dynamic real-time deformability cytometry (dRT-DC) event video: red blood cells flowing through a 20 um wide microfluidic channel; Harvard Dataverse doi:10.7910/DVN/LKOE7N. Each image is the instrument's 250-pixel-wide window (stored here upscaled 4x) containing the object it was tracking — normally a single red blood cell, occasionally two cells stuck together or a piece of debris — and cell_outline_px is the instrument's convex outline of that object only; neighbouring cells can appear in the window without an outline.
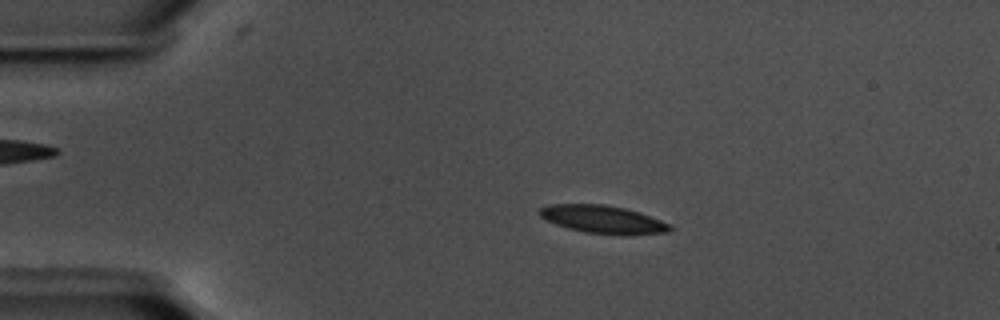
{"species": "common noctule bat (a hibernating species)", "species_latin": "Nyctalus noctula", "temperature_condition": "warm", "stored_images_in_passage": 58, "camera_frame_rate_fps": 3000, "um_per_image_px": 0.085, "animal": {"sex": "male", "body_mass_g": 17.5, "forearm_length_mm": 52.3}, "frame": {"image": 1, "passage_image": 12, "time_ms": 3.667, "image_size_px": [1000, 320], "cell_outline_px": [[676, 228], [668, 232], [628, 236], [624, 236], [584, 232], [568, 228], [556, 224], [540, 216], [540, 208], [548, 204], [604, 204], [624, 208], [640, 212], [672, 224]], "centroid_in_image_um": [51.34, 18.67], "position_along_channel_um": 33.7, "area_um2": 21.56}}
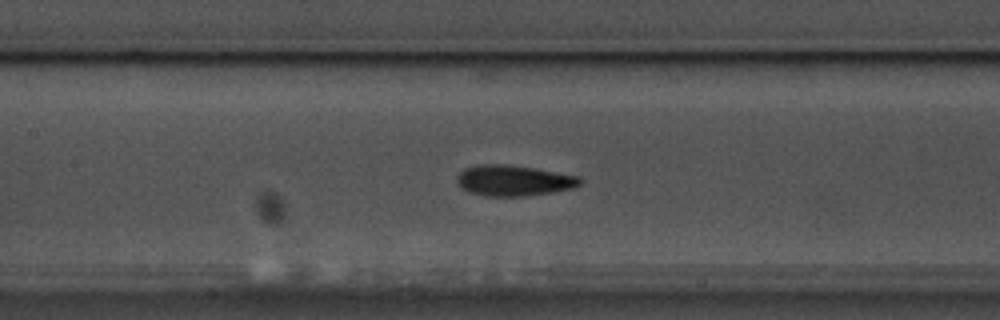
{"frame": {"image": 2, "passage_image": 27, "time_ms": 8.667, "image_size_px": [1000, 320], "cell_outline_px": [[584, 180], [580, 184], [572, 188], [552, 192], [524, 196], [484, 196], [468, 192], [460, 188], [456, 180], [456, 176], [464, 168], [476, 164], [508, 164], [536, 168], [580, 176]], "centroid_in_image_um": [43.64, 15.33], "position_along_channel_um": 163.8, "area_um2": 22.43}}
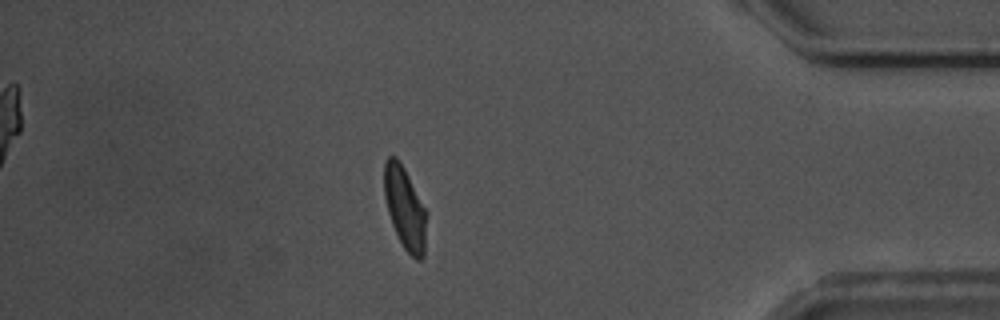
{"frame": {"image": 3, "passage_image": 50, "time_ms": 16.333, "image_size_px": [1000, 320], "cell_outline_px": [[428, 212], [424, 256], [420, 260], [416, 260], [404, 248], [392, 224], [388, 212], [384, 196], [384, 160], [388, 156], [396, 156], [404, 168]], "centroid_in_image_um": [34.44, 17.68], "position_along_channel_um": 400.8, "area_um2": 20.52}, "authors_computed_cell_mechanics": {"area_um2": 21.0392, "velocity_mm_per_s": 3.5667, "shape_relaxation_time_tau1_ms": 2.9889, "shape_relaxation_time_tau2_ms": 1.4581, "deformation_change_tau1": 0.1425, "deformation_change_tau2": 0.0819}}